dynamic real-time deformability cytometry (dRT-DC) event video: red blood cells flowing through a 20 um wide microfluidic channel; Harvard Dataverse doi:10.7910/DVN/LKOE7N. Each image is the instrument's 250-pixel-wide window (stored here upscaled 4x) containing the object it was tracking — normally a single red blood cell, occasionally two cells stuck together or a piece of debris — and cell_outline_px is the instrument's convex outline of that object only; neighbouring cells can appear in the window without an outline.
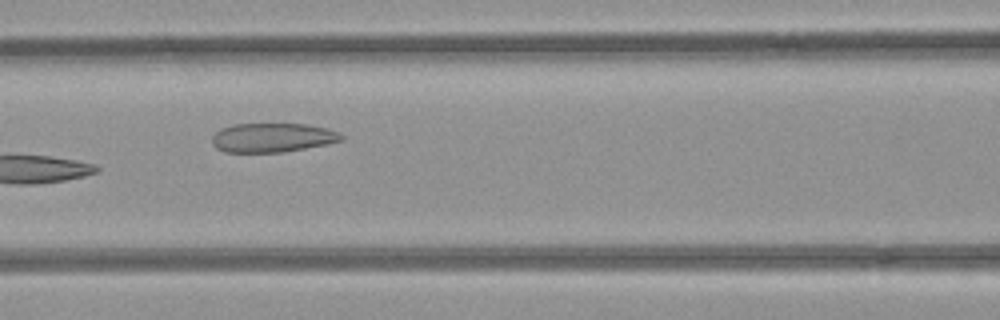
{"species": "common noctule bat (a hibernating species)", "species_latin": "Nyctalus noctula", "temperature_condition": "room temperature", "stored_images_in_passage": 8, "camera_frame_rate_fps": 3000, "um_per_image_px": 0.085, "animal": {"sex": "female", "body_mass_g": 21.9}, "frame": {"image": 1, "passage_image": 6, "time_ms": 1.667, "image_size_px": [1000, 320], "cell_outline_px": [[344, 140], [328, 144], [284, 152], [224, 152], [216, 148], [212, 144], [212, 136], [220, 128], [232, 124], [308, 124], [328, 128], [340, 132], [344, 136]], "centroid_in_image_um": [23.18, 11.69], "position_along_channel_um": 143.4, "area_um2": 22.25}}
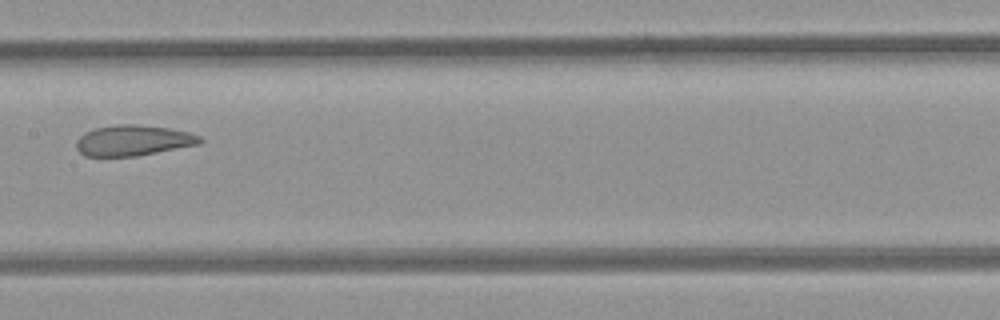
{"frame": {"image": 2, "passage_image": 7, "time_ms": 2.0, "image_size_px": [1000, 320], "cell_outline_px": [[204, 140], [200, 144], [136, 156], [84, 156], [76, 148], [76, 140], [84, 132], [96, 128], [116, 124], [136, 124], [168, 128], [188, 132], [200, 136]], "centroid_in_image_um": [11.31, 11.93], "position_along_channel_um": 196.1, "area_um2": 22.08}}
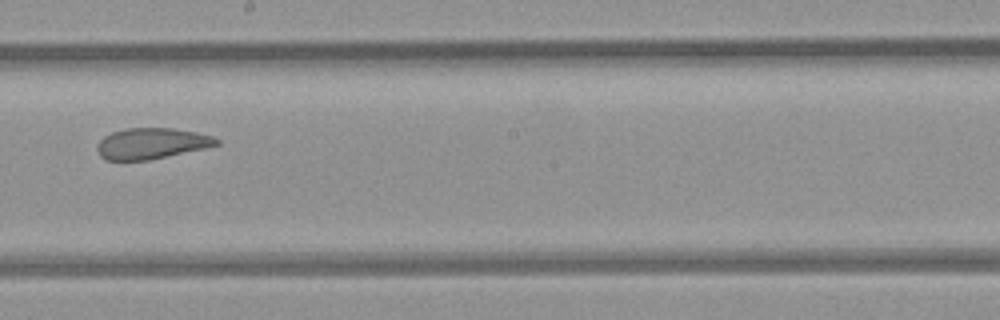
{"frame": {"image": 3, "passage_image": 8, "time_ms": 2.333, "image_size_px": [1000, 320], "cell_outline_px": [[220, 144], [204, 148], [148, 160], [104, 160], [100, 156], [96, 148], [96, 144], [104, 136], [112, 132], [124, 128], [172, 128], [196, 132], [212, 136], [220, 140]], "centroid_in_image_um": [12.84, 12.19], "position_along_channel_um": 235.4, "area_um2": 21.5}}